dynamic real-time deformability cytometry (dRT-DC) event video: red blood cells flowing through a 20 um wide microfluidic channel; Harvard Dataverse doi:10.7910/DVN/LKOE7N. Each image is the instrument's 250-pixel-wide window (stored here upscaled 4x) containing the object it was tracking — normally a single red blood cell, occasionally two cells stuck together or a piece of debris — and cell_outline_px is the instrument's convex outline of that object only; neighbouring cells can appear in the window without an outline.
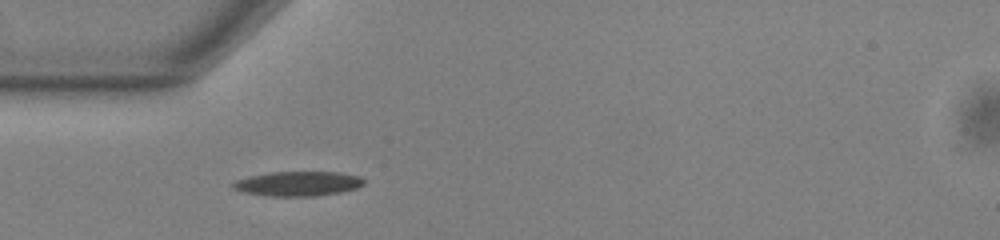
{"species": "common noctule bat (a hibernating species)", "species_latin": "Nyctalus noctula", "temperature_condition": "warm", "stored_images_in_passage": 38, "camera_frame_rate_fps": 3000, "um_per_image_px": 0.085, "animal": {"sex": "male", "body_mass_g": 13.0, "forearm_length_mm": 53.1}, "frame": {"image": 1, "passage_image": 1, "time_ms": 0.0, "image_size_px": [1000, 240], "cell_outline_px": [[364, 184], [356, 188], [340, 192], [316, 196], [264, 196], [244, 192], [232, 188], [232, 184], [236, 180], [248, 176], [268, 172], [340, 172], [360, 176], [364, 180]], "centroid_in_image_um": [25.31, 15.61], "position_along_channel_um": 59.7, "area_um2": 18.9}}
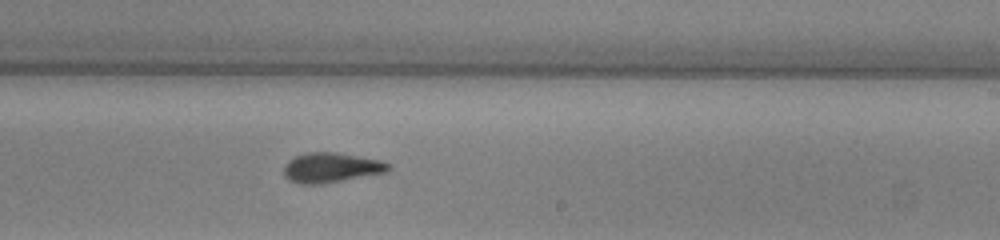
{"frame": {"image": 2, "passage_image": 17, "time_ms": 5.333, "image_size_px": [1000, 240], "cell_outline_px": [[392, 168], [388, 172], [324, 184], [300, 184], [288, 180], [284, 176], [284, 164], [288, 160], [296, 156], [308, 152], [336, 152], [380, 160], [392, 164]], "centroid_in_image_um": [28.17, 14.26], "position_along_channel_um": 260.8, "area_um2": 18.5}}
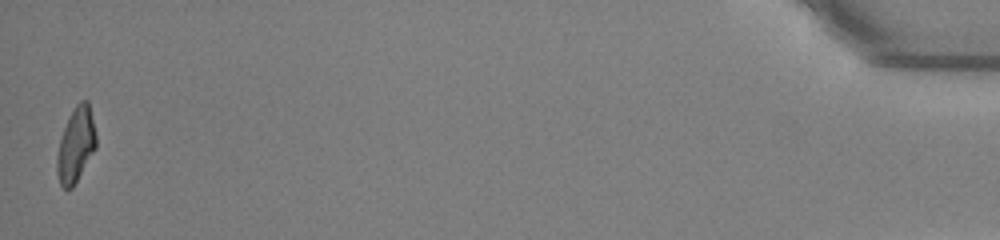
{"frame": {"image": 3, "passage_image": 38, "time_ms": 12.333, "image_size_px": [1000, 240], "cell_outline_px": [[96, 148], [72, 188], [64, 188], [60, 184], [56, 172], [56, 156], [60, 140], [68, 116], [76, 104], [80, 100], [88, 100], [96, 132]], "centroid_in_image_um": [6.44, 12.29], "position_along_channel_um": 428.8, "area_um2": 17.05}, "authors_computed_cell_mechanics": {"area_um2": 17.7735, "velocity_mm_per_s": 3.816, "shape_relaxation_time_tau1_ms": 6.3306, "shape_relaxation_time_tau2_ms": 2.9671, "deformation_change_tau1": 0.2001, "deformation_change_tau2": 0.1221}}